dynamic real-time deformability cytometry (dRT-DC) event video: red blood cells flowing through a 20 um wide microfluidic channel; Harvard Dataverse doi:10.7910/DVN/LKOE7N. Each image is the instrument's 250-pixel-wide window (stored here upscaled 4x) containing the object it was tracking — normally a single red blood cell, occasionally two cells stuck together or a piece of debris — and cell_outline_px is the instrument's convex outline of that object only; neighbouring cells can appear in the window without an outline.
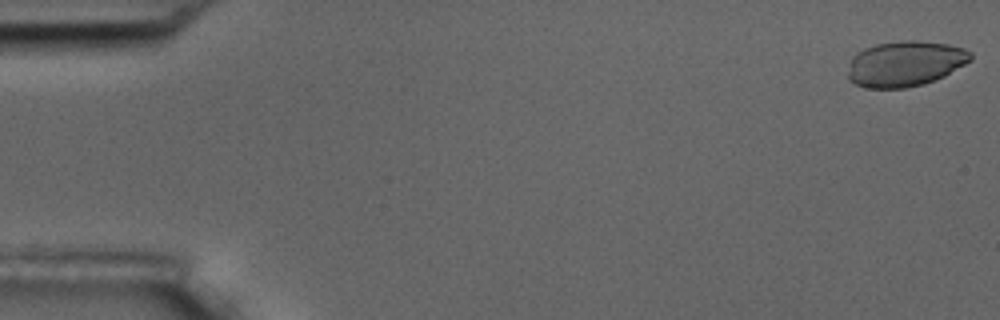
{"species": "common noctule bat (a hibernating species)", "species_latin": "Nyctalus noctula", "temperature_condition": "room temperature", "stored_images_in_passage": 15, "camera_frame_rate_fps": 3000, "um_per_image_px": 0.085, "animal": {"sex": "male", "body_mass_g": 17.5, "forearm_length_mm": 52.3}, "frame": {"image": 1, "passage_image": 1, "time_ms": 0.0, "image_size_px": [1000, 320], "cell_outline_px": [[972, 60], [944, 76], [924, 84], [904, 88], [864, 88], [848, 80], [848, 72], [852, 56], [856, 52], [864, 48], [876, 44], [900, 40], [916, 40], [948, 44], [964, 48], [972, 52]], "centroid_in_image_um": [76.93, 5.41], "position_along_channel_um": 8.1, "area_um2": 32.77}}